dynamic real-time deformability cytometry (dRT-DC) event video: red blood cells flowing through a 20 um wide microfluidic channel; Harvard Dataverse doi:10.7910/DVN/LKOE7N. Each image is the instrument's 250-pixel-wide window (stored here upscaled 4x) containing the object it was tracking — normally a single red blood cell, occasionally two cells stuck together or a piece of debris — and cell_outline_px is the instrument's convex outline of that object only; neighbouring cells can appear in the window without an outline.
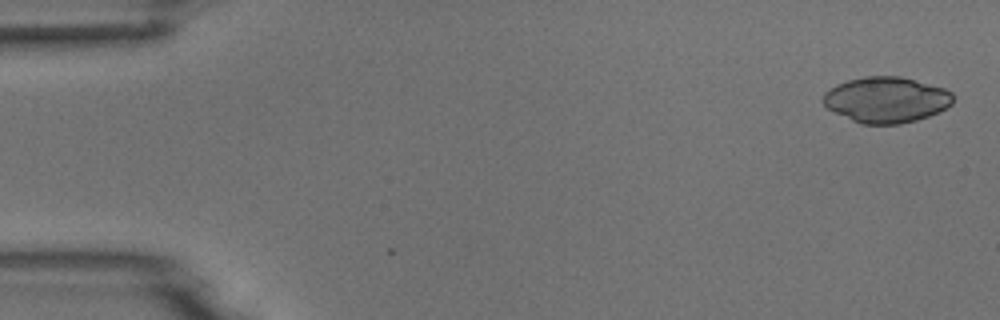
{"species": "common noctule bat (a hibernating species)", "species_latin": "Nyctalus noctula", "temperature_condition": "room temperature", "stored_images_in_passage": 5, "camera_frame_rate_fps": 3000, "um_per_image_px": 0.085, "animal": {"sex": "male", "body_mass_g": 18.8}, "frame": {"image": 1, "passage_image": 1, "time_ms": 0.0, "image_size_px": [1000, 320], "cell_outline_px": [[952, 104], [928, 116], [916, 120], [900, 124], [860, 124], [828, 108], [820, 100], [824, 92], [836, 84], [848, 80], [864, 76], [900, 76], [944, 88], [952, 92]], "centroid_in_image_um": [75.29, 8.47], "position_along_channel_um": 9.7, "area_um2": 34.51}}